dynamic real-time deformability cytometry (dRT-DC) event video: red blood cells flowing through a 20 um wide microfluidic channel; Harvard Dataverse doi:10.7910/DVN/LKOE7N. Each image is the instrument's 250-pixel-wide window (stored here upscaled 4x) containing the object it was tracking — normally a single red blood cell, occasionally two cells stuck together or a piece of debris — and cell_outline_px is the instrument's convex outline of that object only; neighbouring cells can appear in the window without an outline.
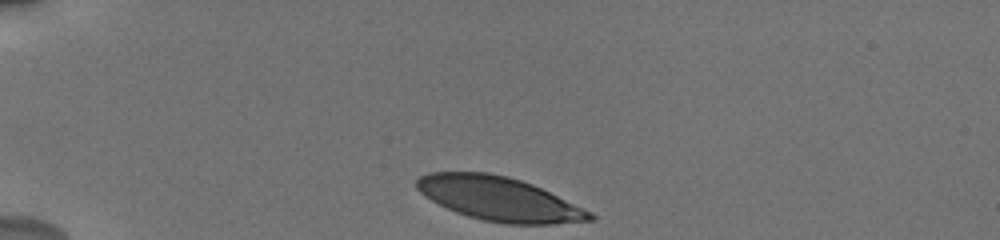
{"species": "human", "species_latin": "Homo sapiens", "temperature_condition": "cold", "stored_images_in_passage": 13, "camera_frame_rate_fps": 3000, "um_per_image_px": 0.085, "donor": {"sex": "male"}, "frame": {"image": 1, "passage_image": 1, "time_ms": 0.0, "image_size_px": [1000, 240], "cell_outline_px": [[596, 220], [556, 224], [508, 224], [484, 220], [468, 216], [456, 212], [424, 196], [416, 188], [416, 180], [420, 176], [428, 172], [488, 172], [508, 176], [532, 184], [592, 212], [596, 216]], "centroid_in_image_um": [42.43, 16.9], "position_along_channel_um": 42.6, "area_um2": 44.22}}
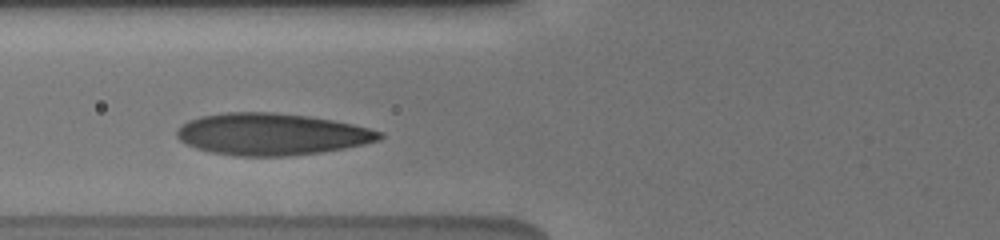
{"frame": {"image": 2, "passage_image": 8, "time_ms": 3.0, "image_size_px": [1000, 240], "cell_outline_px": [[384, 136], [380, 140], [364, 144], [324, 152], [288, 156], [232, 156], [208, 152], [196, 148], [180, 140], [176, 136], [176, 132], [188, 120], [200, 116], [224, 112], [272, 112], [308, 116], [332, 120], [352, 124], [384, 132]], "centroid_in_image_um": [23.09, 11.41], "position_along_channel_um": 102.7, "area_um2": 49.59}}
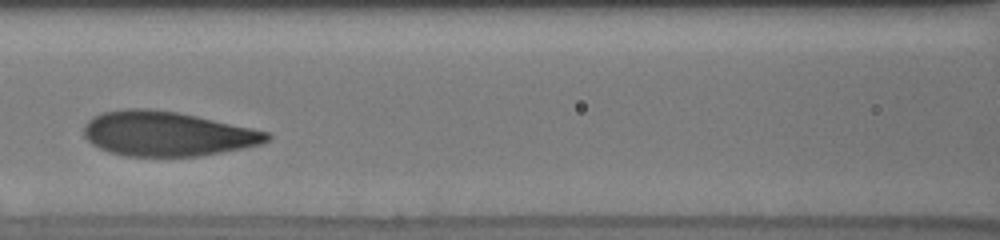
{"frame": {"image": 3, "passage_image": 11, "time_ms": 4.333, "image_size_px": [1000, 240], "cell_outline_px": [[272, 136], [268, 140], [260, 144], [200, 156], [128, 156], [108, 152], [92, 144], [84, 136], [84, 124], [92, 116], [104, 112], [128, 108], [148, 108], [176, 112], [196, 116], [252, 128], [268, 132]], "centroid_in_image_um": [14.16, 11.36], "position_along_channel_um": 152.4, "area_um2": 47.34}}